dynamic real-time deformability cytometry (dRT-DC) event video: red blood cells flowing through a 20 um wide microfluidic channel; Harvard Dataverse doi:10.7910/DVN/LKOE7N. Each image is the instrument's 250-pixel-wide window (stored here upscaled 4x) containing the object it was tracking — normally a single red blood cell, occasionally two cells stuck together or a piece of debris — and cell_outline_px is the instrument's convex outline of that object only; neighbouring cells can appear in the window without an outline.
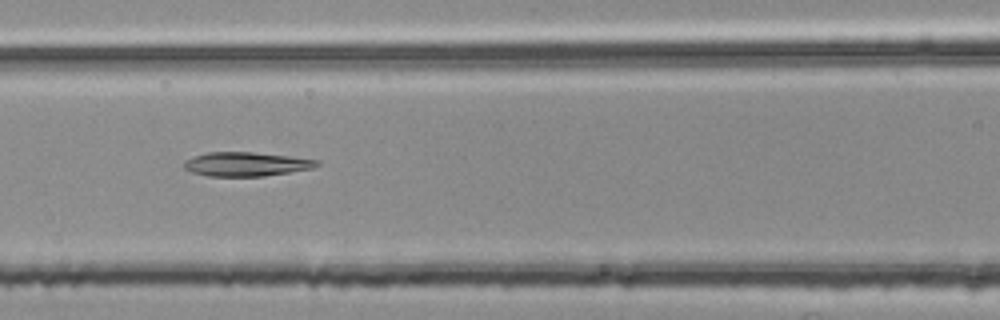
{"species": "common noctule bat (a hibernating species)", "species_latin": "Nyctalus noctula", "temperature_condition": "room temperature", "stored_images_in_passage": 46, "camera_frame_rate_fps": 3000, "um_per_image_px": 0.085, "animal": {"sex": "female", "body_mass_g": 25.1}, "frame": {"image": 1, "passage_image": 15, "time_ms": 4.667, "image_size_px": [1000, 320], "cell_outline_px": [[320, 164], [312, 168], [264, 176], [208, 176], [192, 172], [184, 168], [184, 160], [192, 156], [208, 152], [252, 152], [288, 156], [320, 160]], "centroid_in_image_um": [20.89, 13.94], "position_along_channel_um": 145.7, "area_um2": 18.55}}
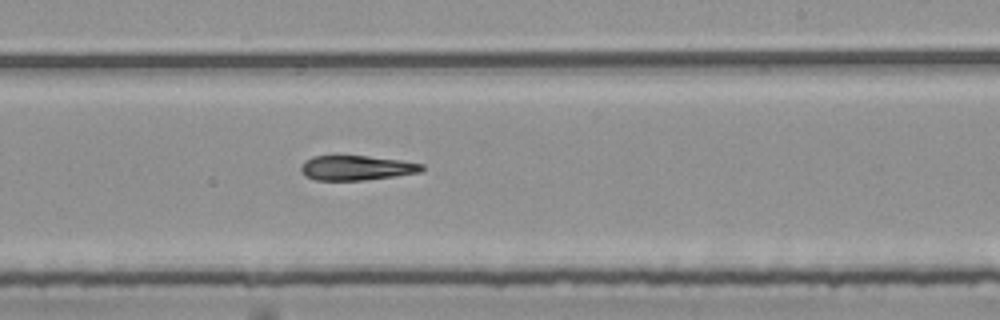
{"frame": {"image": 2, "passage_image": 24, "time_ms": 7.667, "image_size_px": [1000, 320], "cell_outline_px": [[424, 168], [420, 172], [364, 180], [316, 180], [304, 176], [300, 172], [300, 168], [304, 160], [312, 156], [368, 156], [400, 160], [424, 164]], "centroid_in_image_um": [30.25, 14.26], "position_along_channel_um": 258.8, "area_um2": 17.4}}
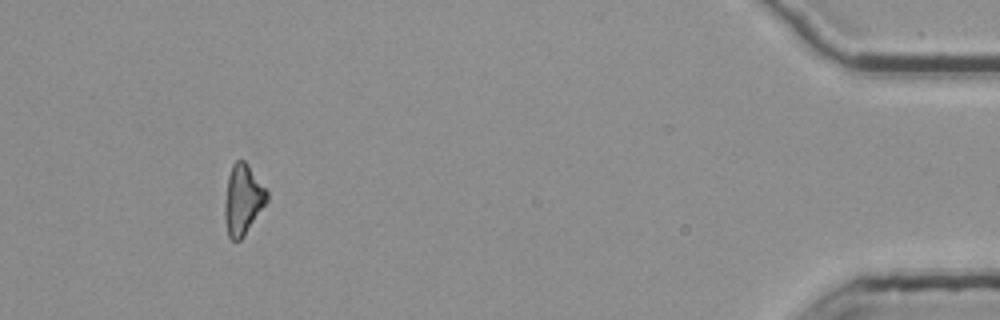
{"frame": {"image": 3, "passage_image": 42, "time_ms": 13.667, "image_size_px": [1000, 320], "cell_outline_px": [[268, 200], [244, 236], [240, 240], [232, 240], [228, 236], [224, 220], [224, 204], [228, 176], [232, 164], [236, 160], [244, 160], [248, 164], [268, 192]], "centroid_in_image_um": [20.63, 16.97], "position_along_channel_um": 414.6, "area_um2": 17.28}}